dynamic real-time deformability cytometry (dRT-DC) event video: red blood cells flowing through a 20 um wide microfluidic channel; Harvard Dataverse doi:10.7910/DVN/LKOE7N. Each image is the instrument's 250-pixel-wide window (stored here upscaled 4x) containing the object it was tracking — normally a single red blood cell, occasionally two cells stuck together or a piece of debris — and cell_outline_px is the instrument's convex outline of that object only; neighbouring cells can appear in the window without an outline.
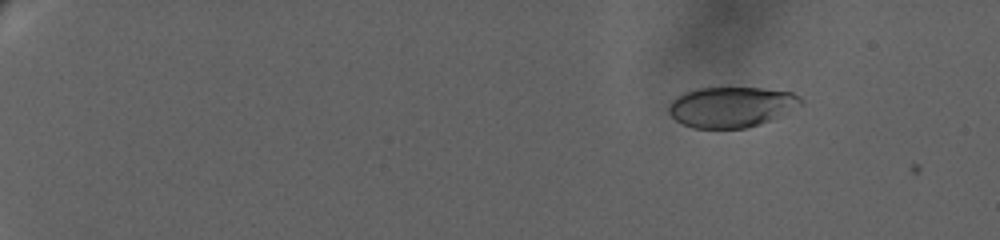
{"species": "human", "species_latin": "Homo sapiens", "temperature_condition": "warm", "stored_images_in_passage": 42, "camera_frame_rate_fps": 3000, "um_per_image_px": 0.085, "donor": {"sex": "female"}, "frame": {"image": 1, "passage_image": 6, "time_ms": 3.333, "image_size_px": [1000, 240], "cell_outline_px": [[804, 104], [772, 120], [760, 124], [744, 128], [692, 128], [676, 120], [668, 112], [668, 108], [672, 100], [676, 96], [684, 92], [696, 88], [760, 88], [792, 92], [800, 96], [804, 100]], "centroid_in_image_um": [62.19, 9.09], "position_along_channel_um": 22.8, "area_um2": 31.33}}
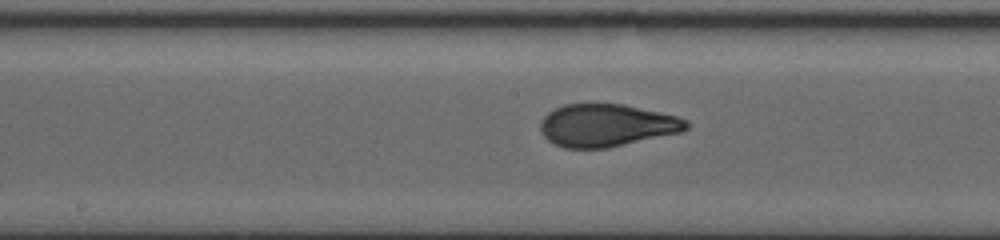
{"frame": {"image": 2, "passage_image": 25, "time_ms": 14.667, "image_size_px": [1000, 240], "cell_outline_px": [[688, 128], [684, 132], [608, 148], [564, 148], [552, 144], [544, 136], [540, 128], [540, 120], [548, 112], [564, 104], [624, 104], [676, 116], [688, 120]], "centroid_in_image_um": [51.57, 10.66], "position_along_channel_um": 196.6, "area_um2": 36.41}}
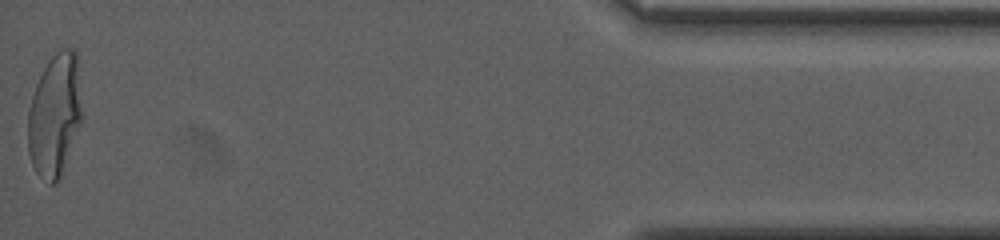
{"frame": {"image": 3, "passage_image": 42, "time_ms": 24.667, "image_size_px": [1000, 240], "cell_outline_px": [[80, 124], [60, 176], [52, 184], [48, 184], [36, 172], [32, 164], [28, 152], [28, 112], [32, 96], [36, 84], [44, 68], [52, 56], [60, 48], [72, 48], [76, 52], [80, 108]], "centroid_in_image_um": [4.61, 9.79], "position_along_channel_um": 430.6, "area_um2": 37.74}, "authors_computed_cell_mechanics": {"area_um2": 35.7493, "velocity_mm_per_s": 2.9882, "shape_relaxation_time_tau1_ms": 7.0538, "shape_relaxation_time_tau2_ms": null, "deformation_change_tau1": 0.2185, "deformation_change_tau2": null}}